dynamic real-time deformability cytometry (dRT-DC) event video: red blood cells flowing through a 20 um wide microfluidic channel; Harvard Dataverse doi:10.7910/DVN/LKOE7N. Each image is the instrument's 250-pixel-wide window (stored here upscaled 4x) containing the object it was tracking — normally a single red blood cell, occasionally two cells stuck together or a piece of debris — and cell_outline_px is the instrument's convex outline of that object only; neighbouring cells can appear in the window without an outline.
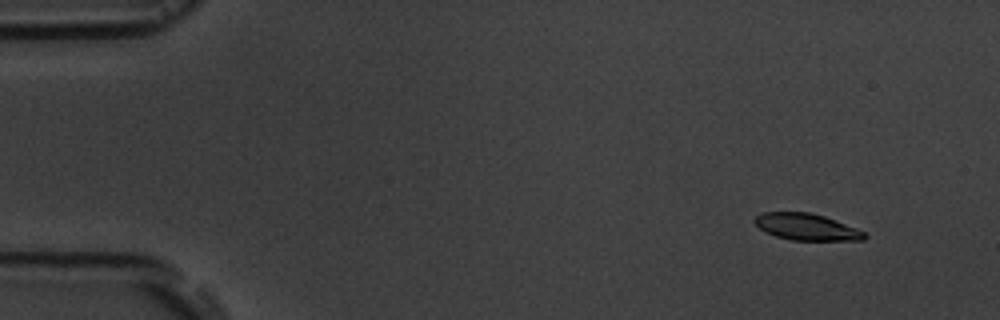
{"species": "common noctule bat (a hibernating species)", "species_latin": "Nyctalus noctula", "temperature_condition": "room temperature", "stored_images_in_passage": 5, "segment_of_instrument_passage": [2, 2], "camera_frame_rate_fps": 3000, "um_per_image_px": 0.085, "animal": {"sex": "male", "body_mass_g": 19.5, "forearm_length_mm": 54.6}, "frame": {"image": 1, "passage_image": 5, "time_ms": 6.333, "image_size_px": [1000, 320], "cell_outline_px": [[868, 236], [864, 240], [792, 240], [776, 236], [764, 232], [752, 220], [756, 216], [764, 212], [808, 212], [824, 216], [856, 228], [864, 232]], "centroid_in_image_um": [68.54, 19.29], "position_along_channel_um": 16.5, "area_um2": 16.94}}